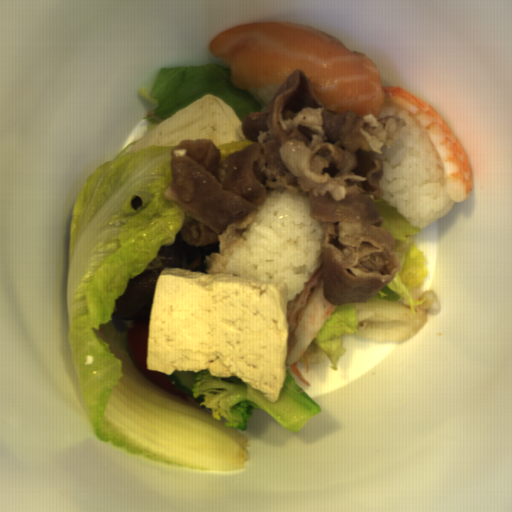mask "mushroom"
Segmentation results:
<instances>
[{
	"instance_id": "1",
	"label": "mushroom",
	"mask_w": 512,
	"mask_h": 512,
	"mask_svg": "<svg viewBox=\"0 0 512 512\" xmlns=\"http://www.w3.org/2000/svg\"><path fill=\"white\" fill-rule=\"evenodd\" d=\"M164 268H181L206 274L202 247L188 244L183 241L179 231L175 233L174 242L162 245L150 264L128 281L124 294L115 301L117 318L137 321L150 315L157 279Z\"/></svg>"
}]
</instances>
